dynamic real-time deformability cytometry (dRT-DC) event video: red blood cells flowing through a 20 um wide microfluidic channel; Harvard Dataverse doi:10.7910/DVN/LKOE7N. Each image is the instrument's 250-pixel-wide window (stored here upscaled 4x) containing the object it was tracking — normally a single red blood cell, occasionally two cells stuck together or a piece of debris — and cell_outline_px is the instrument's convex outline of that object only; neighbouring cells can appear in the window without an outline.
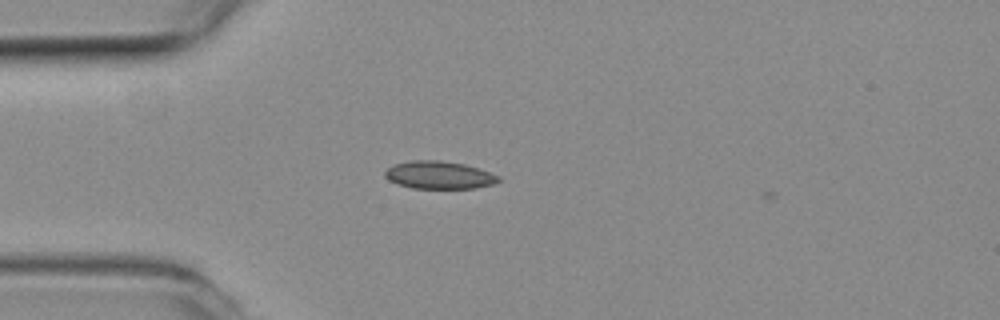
{"species": "common noctule bat (a hibernating species)", "species_latin": "Nyctalus noctula", "temperature_condition": "room temperature", "stored_images_in_passage": 2, "camera_frame_rate_fps": 3000, "um_per_image_px": 0.085, "animal": {"sex": "female", "body_mass_g": 19.3, "forearm_length_mm": 54.1}, "frame": {"image": 1, "passage_image": 1, "time_ms": 0.0, "image_size_px": [1000, 320], "cell_outline_px": [[500, 180], [492, 184], [476, 188], [412, 188], [396, 184], [388, 180], [384, 176], [384, 172], [392, 164], [412, 160], [440, 160], [464, 164], [500, 176]], "centroid_in_image_um": [37.26, 14.88], "position_along_channel_um": 47.7, "area_um2": 18.32}}